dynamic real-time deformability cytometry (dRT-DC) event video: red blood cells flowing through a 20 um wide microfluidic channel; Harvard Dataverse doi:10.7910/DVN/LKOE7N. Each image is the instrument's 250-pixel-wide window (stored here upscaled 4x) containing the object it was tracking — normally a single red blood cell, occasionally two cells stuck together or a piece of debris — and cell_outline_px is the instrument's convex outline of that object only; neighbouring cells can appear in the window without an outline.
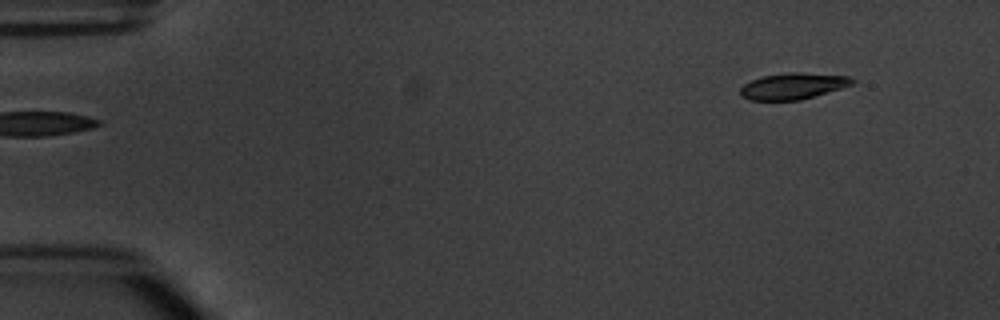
{"species": "common noctule bat (a hibernating species)", "species_latin": "Nyctalus noctula", "temperature_condition": "warm", "stored_images_in_passage": 5, "camera_frame_rate_fps": 3000, "um_per_image_px": 0.085, "animal": {"sex": "male", "body_mass_g": 20.1, "forearm_length_mm": 53.5}, "frame": {"image": 1, "passage_image": 5, "time_ms": 5.667, "image_size_px": [1000, 320], "cell_outline_px": [[856, 80], [852, 84], [840, 88], [800, 100], [748, 100], [740, 96], [740, 88], [744, 84], [760, 76], [788, 72], [800, 72], [852, 76]], "centroid_in_image_um": [67.38, 7.3], "position_along_channel_um": 17.6, "area_um2": 17.22}}